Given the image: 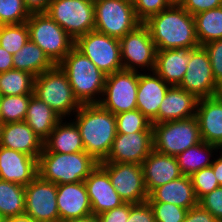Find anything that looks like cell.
I'll return each mask as SVG.
<instances>
[{
    "mask_svg": "<svg viewBox=\"0 0 222 222\" xmlns=\"http://www.w3.org/2000/svg\"><path fill=\"white\" fill-rule=\"evenodd\" d=\"M64 222H98V218H97V215L90 214L82 218H75V219L67 220Z\"/></svg>",
    "mask_w": 222,
    "mask_h": 222,
    "instance_id": "50",
    "label": "cell"
},
{
    "mask_svg": "<svg viewBox=\"0 0 222 222\" xmlns=\"http://www.w3.org/2000/svg\"><path fill=\"white\" fill-rule=\"evenodd\" d=\"M92 206V214L99 215L125 202L112 186L108 173L98 164L84 180Z\"/></svg>",
    "mask_w": 222,
    "mask_h": 222,
    "instance_id": "17",
    "label": "cell"
},
{
    "mask_svg": "<svg viewBox=\"0 0 222 222\" xmlns=\"http://www.w3.org/2000/svg\"><path fill=\"white\" fill-rule=\"evenodd\" d=\"M143 24L148 28L157 50L200 46L196 38L194 16L180 5H170Z\"/></svg>",
    "mask_w": 222,
    "mask_h": 222,
    "instance_id": "2",
    "label": "cell"
},
{
    "mask_svg": "<svg viewBox=\"0 0 222 222\" xmlns=\"http://www.w3.org/2000/svg\"><path fill=\"white\" fill-rule=\"evenodd\" d=\"M194 21L200 46L222 39V6L194 15Z\"/></svg>",
    "mask_w": 222,
    "mask_h": 222,
    "instance_id": "31",
    "label": "cell"
},
{
    "mask_svg": "<svg viewBox=\"0 0 222 222\" xmlns=\"http://www.w3.org/2000/svg\"><path fill=\"white\" fill-rule=\"evenodd\" d=\"M66 119H61L44 141L43 152L70 154L85 151L78 126L72 118Z\"/></svg>",
    "mask_w": 222,
    "mask_h": 222,
    "instance_id": "27",
    "label": "cell"
},
{
    "mask_svg": "<svg viewBox=\"0 0 222 222\" xmlns=\"http://www.w3.org/2000/svg\"><path fill=\"white\" fill-rule=\"evenodd\" d=\"M198 204L210 212L217 220L222 219V186L203 196Z\"/></svg>",
    "mask_w": 222,
    "mask_h": 222,
    "instance_id": "42",
    "label": "cell"
},
{
    "mask_svg": "<svg viewBox=\"0 0 222 222\" xmlns=\"http://www.w3.org/2000/svg\"><path fill=\"white\" fill-rule=\"evenodd\" d=\"M119 42L123 70L154 71L157 48L143 23L120 38Z\"/></svg>",
    "mask_w": 222,
    "mask_h": 222,
    "instance_id": "12",
    "label": "cell"
},
{
    "mask_svg": "<svg viewBox=\"0 0 222 222\" xmlns=\"http://www.w3.org/2000/svg\"><path fill=\"white\" fill-rule=\"evenodd\" d=\"M56 199L60 222L92 214L84 181L57 185Z\"/></svg>",
    "mask_w": 222,
    "mask_h": 222,
    "instance_id": "20",
    "label": "cell"
},
{
    "mask_svg": "<svg viewBox=\"0 0 222 222\" xmlns=\"http://www.w3.org/2000/svg\"><path fill=\"white\" fill-rule=\"evenodd\" d=\"M57 185L39 175L25 186V215L34 222H60Z\"/></svg>",
    "mask_w": 222,
    "mask_h": 222,
    "instance_id": "14",
    "label": "cell"
},
{
    "mask_svg": "<svg viewBox=\"0 0 222 222\" xmlns=\"http://www.w3.org/2000/svg\"><path fill=\"white\" fill-rule=\"evenodd\" d=\"M190 178L198 201L220 187L211 166L200 169L193 173Z\"/></svg>",
    "mask_w": 222,
    "mask_h": 222,
    "instance_id": "38",
    "label": "cell"
},
{
    "mask_svg": "<svg viewBox=\"0 0 222 222\" xmlns=\"http://www.w3.org/2000/svg\"><path fill=\"white\" fill-rule=\"evenodd\" d=\"M115 116L117 133L152 131L151 121L138 109L121 112Z\"/></svg>",
    "mask_w": 222,
    "mask_h": 222,
    "instance_id": "36",
    "label": "cell"
},
{
    "mask_svg": "<svg viewBox=\"0 0 222 222\" xmlns=\"http://www.w3.org/2000/svg\"><path fill=\"white\" fill-rule=\"evenodd\" d=\"M153 210L155 222H183L188 209L172 203L148 202Z\"/></svg>",
    "mask_w": 222,
    "mask_h": 222,
    "instance_id": "39",
    "label": "cell"
},
{
    "mask_svg": "<svg viewBox=\"0 0 222 222\" xmlns=\"http://www.w3.org/2000/svg\"><path fill=\"white\" fill-rule=\"evenodd\" d=\"M2 127H3V123H2V121L0 120V138H1V133H2Z\"/></svg>",
    "mask_w": 222,
    "mask_h": 222,
    "instance_id": "53",
    "label": "cell"
},
{
    "mask_svg": "<svg viewBox=\"0 0 222 222\" xmlns=\"http://www.w3.org/2000/svg\"><path fill=\"white\" fill-rule=\"evenodd\" d=\"M147 202L172 203L188 210L198 205L191 178L185 175L155 188Z\"/></svg>",
    "mask_w": 222,
    "mask_h": 222,
    "instance_id": "26",
    "label": "cell"
},
{
    "mask_svg": "<svg viewBox=\"0 0 222 222\" xmlns=\"http://www.w3.org/2000/svg\"><path fill=\"white\" fill-rule=\"evenodd\" d=\"M179 87L193 93L198 99L222 93V88L214 79L209 55L203 46H199L192 53Z\"/></svg>",
    "mask_w": 222,
    "mask_h": 222,
    "instance_id": "15",
    "label": "cell"
},
{
    "mask_svg": "<svg viewBox=\"0 0 222 222\" xmlns=\"http://www.w3.org/2000/svg\"><path fill=\"white\" fill-rule=\"evenodd\" d=\"M32 95L0 96V120L2 123L24 121Z\"/></svg>",
    "mask_w": 222,
    "mask_h": 222,
    "instance_id": "34",
    "label": "cell"
},
{
    "mask_svg": "<svg viewBox=\"0 0 222 222\" xmlns=\"http://www.w3.org/2000/svg\"><path fill=\"white\" fill-rule=\"evenodd\" d=\"M85 151L64 154L42 152L38 158V175L56 185L84 181L98 165Z\"/></svg>",
    "mask_w": 222,
    "mask_h": 222,
    "instance_id": "4",
    "label": "cell"
},
{
    "mask_svg": "<svg viewBox=\"0 0 222 222\" xmlns=\"http://www.w3.org/2000/svg\"><path fill=\"white\" fill-rule=\"evenodd\" d=\"M71 118L79 128L85 152L97 162L103 161L117 134L116 116L99 104H82Z\"/></svg>",
    "mask_w": 222,
    "mask_h": 222,
    "instance_id": "1",
    "label": "cell"
},
{
    "mask_svg": "<svg viewBox=\"0 0 222 222\" xmlns=\"http://www.w3.org/2000/svg\"><path fill=\"white\" fill-rule=\"evenodd\" d=\"M198 98L179 86H170L158 109V123L195 117Z\"/></svg>",
    "mask_w": 222,
    "mask_h": 222,
    "instance_id": "25",
    "label": "cell"
},
{
    "mask_svg": "<svg viewBox=\"0 0 222 222\" xmlns=\"http://www.w3.org/2000/svg\"><path fill=\"white\" fill-rule=\"evenodd\" d=\"M35 76L29 72L12 69L0 73V96L34 94Z\"/></svg>",
    "mask_w": 222,
    "mask_h": 222,
    "instance_id": "33",
    "label": "cell"
},
{
    "mask_svg": "<svg viewBox=\"0 0 222 222\" xmlns=\"http://www.w3.org/2000/svg\"><path fill=\"white\" fill-rule=\"evenodd\" d=\"M134 4L137 18L143 23L149 17L170 6L167 0H130Z\"/></svg>",
    "mask_w": 222,
    "mask_h": 222,
    "instance_id": "40",
    "label": "cell"
},
{
    "mask_svg": "<svg viewBox=\"0 0 222 222\" xmlns=\"http://www.w3.org/2000/svg\"><path fill=\"white\" fill-rule=\"evenodd\" d=\"M152 131L153 149L170 156L202 141L196 117L152 124Z\"/></svg>",
    "mask_w": 222,
    "mask_h": 222,
    "instance_id": "7",
    "label": "cell"
},
{
    "mask_svg": "<svg viewBox=\"0 0 222 222\" xmlns=\"http://www.w3.org/2000/svg\"><path fill=\"white\" fill-rule=\"evenodd\" d=\"M180 6L194 16L201 12L221 7L222 0H183Z\"/></svg>",
    "mask_w": 222,
    "mask_h": 222,
    "instance_id": "44",
    "label": "cell"
},
{
    "mask_svg": "<svg viewBox=\"0 0 222 222\" xmlns=\"http://www.w3.org/2000/svg\"><path fill=\"white\" fill-rule=\"evenodd\" d=\"M198 47L157 50L154 72L168 85L179 86L187 70L192 53Z\"/></svg>",
    "mask_w": 222,
    "mask_h": 222,
    "instance_id": "23",
    "label": "cell"
},
{
    "mask_svg": "<svg viewBox=\"0 0 222 222\" xmlns=\"http://www.w3.org/2000/svg\"><path fill=\"white\" fill-rule=\"evenodd\" d=\"M183 222H217V219L198 204L187 211Z\"/></svg>",
    "mask_w": 222,
    "mask_h": 222,
    "instance_id": "46",
    "label": "cell"
},
{
    "mask_svg": "<svg viewBox=\"0 0 222 222\" xmlns=\"http://www.w3.org/2000/svg\"><path fill=\"white\" fill-rule=\"evenodd\" d=\"M46 13L74 40L94 30V0H52Z\"/></svg>",
    "mask_w": 222,
    "mask_h": 222,
    "instance_id": "9",
    "label": "cell"
},
{
    "mask_svg": "<svg viewBox=\"0 0 222 222\" xmlns=\"http://www.w3.org/2000/svg\"><path fill=\"white\" fill-rule=\"evenodd\" d=\"M25 213V186L0 180V214L6 220Z\"/></svg>",
    "mask_w": 222,
    "mask_h": 222,
    "instance_id": "32",
    "label": "cell"
},
{
    "mask_svg": "<svg viewBox=\"0 0 222 222\" xmlns=\"http://www.w3.org/2000/svg\"><path fill=\"white\" fill-rule=\"evenodd\" d=\"M207 51L216 83L222 88V39L203 45Z\"/></svg>",
    "mask_w": 222,
    "mask_h": 222,
    "instance_id": "41",
    "label": "cell"
},
{
    "mask_svg": "<svg viewBox=\"0 0 222 222\" xmlns=\"http://www.w3.org/2000/svg\"><path fill=\"white\" fill-rule=\"evenodd\" d=\"M74 47L88 57L105 75L123 70L118 38L92 30L77 38Z\"/></svg>",
    "mask_w": 222,
    "mask_h": 222,
    "instance_id": "10",
    "label": "cell"
},
{
    "mask_svg": "<svg viewBox=\"0 0 222 222\" xmlns=\"http://www.w3.org/2000/svg\"><path fill=\"white\" fill-rule=\"evenodd\" d=\"M34 95L62 119H69L81 106L73 94L66 74L58 65L35 77Z\"/></svg>",
    "mask_w": 222,
    "mask_h": 222,
    "instance_id": "5",
    "label": "cell"
},
{
    "mask_svg": "<svg viewBox=\"0 0 222 222\" xmlns=\"http://www.w3.org/2000/svg\"><path fill=\"white\" fill-rule=\"evenodd\" d=\"M141 165L148 194L155 188L183 175L180 171L176 156L163 154L154 149L144 159Z\"/></svg>",
    "mask_w": 222,
    "mask_h": 222,
    "instance_id": "22",
    "label": "cell"
},
{
    "mask_svg": "<svg viewBox=\"0 0 222 222\" xmlns=\"http://www.w3.org/2000/svg\"><path fill=\"white\" fill-rule=\"evenodd\" d=\"M0 222H5V219L2 217L1 214H0Z\"/></svg>",
    "mask_w": 222,
    "mask_h": 222,
    "instance_id": "54",
    "label": "cell"
},
{
    "mask_svg": "<svg viewBox=\"0 0 222 222\" xmlns=\"http://www.w3.org/2000/svg\"><path fill=\"white\" fill-rule=\"evenodd\" d=\"M29 40L27 23L1 25L0 46L14 55Z\"/></svg>",
    "mask_w": 222,
    "mask_h": 222,
    "instance_id": "35",
    "label": "cell"
},
{
    "mask_svg": "<svg viewBox=\"0 0 222 222\" xmlns=\"http://www.w3.org/2000/svg\"><path fill=\"white\" fill-rule=\"evenodd\" d=\"M153 150V131L117 133L108 156L101 162L142 164Z\"/></svg>",
    "mask_w": 222,
    "mask_h": 222,
    "instance_id": "16",
    "label": "cell"
},
{
    "mask_svg": "<svg viewBox=\"0 0 222 222\" xmlns=\"http://www.w3.org/2000/svg\"><path fill=\"white\" fill-rule=\"evenodd\" d=\"M127 222H155L150 204L147 201L139 204L130 203V213Z\"/></svg>",
    "mask_w": 222,
    "mask_h": 222,
    "instance_id": "43",
    "label": "cell"
},
{
    "mask_svg": "<svg viewBox=\"0 0 222 222\" xmlns=\"http://www.w3.org/2000/svg\"><path fill=\"white\" fill-rule=\"evenodd\" d=\"M94 14V30L118 39L142 24L130 0H94Z\"/></svg>",
    "mask_w": 222,
    "mask_h": 222,
    "instance_id": "8",
    "label": "cell"
},
{
    "mask_svg": "<svg viewBox=\"0 0 222 222\" xmlns=\"http://www.w3.org/2000/svg\"><path fill=\"white\" fill-rule=\"evenodd\" d=\"M29 39L58 65L74 48L75 40L47 13H33L26 21Z\"/></svg>",
    "mask_w": 222,
    "mask_h": 222,
    "instance_id": "6",
    "label": "cell"
},
{
    "mask_svg": "<svg viewBox=\"0 0 222 222\" xmlns=\"http://www.w3.org/2000/svg\"><path fill=\"white\" fill-rule=\"evenodd\" d=\"M168 85L154 71L140 72L137 90V109L151 121L158 123V109L169 89Z\"/></svg>",
    "mask_w": 222,
    "mask_h": 222,
    "instance_id": "19",
    "label": "cell"
},
{
    "mask_svg": "<svg viewBox=\"0 0 222 222\" xmlns=\"http://www.w3.org/2000/svg\"><path fill=\"white\" fill-rule=\"evenodd\" d=\"M62 118L46 103L31 96L24 121L34 133L45 141Z\"/></svg>",
    "mask_w": 222,
    "mask_h": 222,
    "instance_id": "28",
    "label": "cell"
},
{
    "mask_svg": "<svg viewBox=\"0 0 222 222\" xmlns=\"http://www.w3.org/2000/svg\"><path fill=\"white\" fill-rule=\"evenodd\" d=\"M170 5H181L183 0H167Z\"/></svg>",
    "mask_w": 222,
    "mask_h": 222,
    "instance_id": "52",
    "label": "cell"
},
{
    "mask_svg": "<svg viewBox=\"0 0 222 222\" xmlns=\"http://www.w3.org/2000/svg\"><path fill=\"white\" fill-rule=\"evenodd\" d=\"M54 66L44 51L30 39L13 55V68L29 72L35 77Z\"/></svg>",
    "mask_w": 222,
    "mask_h": 222,
    "instance_id": "30",
    "label": "cell"
},
{
    "mask_svg": "<svg viewBox=\"0 0 222 222\" xmlns=\"http://www.w3.org/2000/svg\"><path fill=\"white\" fill-rule=\"evenodd\" d=\"M38 176V159L0 146V180L27 186Z\"/></svg>",
    "mask_w": 222,
    "mask_h": 222,
    "instance_id": "18",
    "label": "cell"
},
{
    "mask_svg": "<svg viewBox=\"0 0 222 222\" xmlns=\"http://www.w3.org/2000/svg\"><path fill=\"white\" fill-rule=\"evenodd\" d=\"M66 74L75 98L82 104H98L102 98L106 76L75 47L58 64Z\"/></svg>",
    "mask_w": 222,
    "mask_h": 222,
    "instance_id": "3",
    "label": "cell"
},
{
    "mask_svg": "<svg viewBox=\"0 0 222 222\" xmlns=\"http://www.w3.org/2000/svg\"><path fill=\"white\" fill-rule=\"evenodd\" d=\"M217 154H218V152L215 155L216 157L213 158L214 160H213L211 167L213 168L215 177H216L219 185L222 186V149H220L219 154L218 155Z\"/></svg>",
    "mask_w": 222,
    "mask_h": 222,
    "instance_id": "49",
    "label": "cell"
},
{
    "mask_svg": "<svg viewBox=\"0 0 222 222\" xmlns=\"http://www.w3.org/2000/svg\"><path fill=\"white\" fill-rule=\"evenodd\" d=\"M30 14L46 13L52 0H23Z\"/></svg>",
    "mask_w": 222,
    "mask_h": 222,
    "instance_id": "47",
    "label": "cell"
},
{
    "mask_svg": "<svg viewBox=\"0 0 222 222\" xmlns=\"http://www.w3.org/2000/svg\"><path fill=\"white\" fill-rule=\"evenodd\" d=\"M130 213V203L124 204L97 215L98 222H127Z\"/></svg>",
    "mask_w": 222,
    "mask_h": 222,
    "instance_id": "45",
    "label": "cell"
},
{
    "mask_svg": "<svg viewBox=\"0 0 222 222\" xmlns=\"http://www.w3.org/2000/svg\"><path fill=\"white\" fill-rule=\"evenodd\" d=\"M219 149L217 145L201 141L178 154L176 159L181 173L185 176H191L200 169L211 166L212 158L215 157L213 155H216L215 152H219Z\"/></svg>",
    "mask_w": 222,
    "mask_h": 222,
    "instance_id": "29",
    "label": "cell"
},
{
    "mask_svg": "<svg viewBox=\"0 0 222 222\" xmlns=\"http://www.w3.org/2000/svg\"><path fill=\"white\" fill-rule=\"evenodd\" d=\"M13 55L0 46V73L12 70Z\"/></svg>",
    "mask_w": 222,
    "mask_h": 222,
    "instance_id": "48",
    "label": "cell"
},
{
    "mask_svg": "<svg viewBox=\"0 0 222 222\" xmlns=\"http://www.w3.org/2000/svg\"><path fill=\"white\" fill-rule=\"evenodd\" d=\"M0 146L25 153L36 159L44 149V141L25 121L3 124Z\"/></svg>",
    "mask_w": 222,
    "mask_h": 222,
    "instance_id": "24",
    "label": "cell"
},
{
    "mask_svg": "<svg viewBox=\"0 0 222 222\" xmlns=\"http://www.w3.org/2000/svg\"><path fill=\"white\" fill-rule=\"evenodd\" d=\"M107 173L115 191L124 202L139 204L146 202L149 194L144 183L141 164L99 162Z\"/></svg>",
    "mask_w": 222,
    "mask_h": 222,
    "instance_id": "13",
    "label": "cell"
},
{
    "mask_svg": "<svg viewBox=\"0 0 222 222\" xmlns=\"http://www.w3.org/2000/svg\"><path fill=\"white\" fill-rule=\"evenodd\" d=\"M23 0H0V24L26 23L30 17Z\"/></svg>",
    "mask_w": 222,
    "mask_h": 222,
    "instance_id": "37",
    "label": "cell"
},
{
    "mask_svg": "<svg viewBox=\"0 0 222 222\" xmlns=\"http://www.w3.org/2000/svg\"><path fill=\"white\" fill-rule=\"evenodd\" d=\"M201 139L222 148V93L213 97L200 98L196 115Z\"/></svg>",
    "mask_w": 222,
    "mask_h": 222,
    "instance_id": "21",
    "label": "cell"
},
{
    "mask_svg": "<svg viewBox=\"0 0 222 222\" xmlns=\"http://www.w3.org/2000/svg\"><path fill=\"white\" fill-rule=\"evenodd\" d=\"M138 80L139 71L121 70L107 75L98 104L114 115L137 109Z\"/></svg>",
    "mask_w": 222,
    "mask_h": 222,
    "instance_id": "11",
    "label": "cell"
},
{
    "mask_svg": "<svg viewBox=\"0 0 222 222\" xmlns=\"http://www.w3.org/2000/svg\"><path fill=\"white\" fill-rule=\"evenodd\" d=\"M5 222H34L29 216L23 214L20 216H15L9 219H6Z\"/></svg>",
    "mask_w": 222,
    "mask_h": 222,
    "instance_id": "51",
    "label": "cell"
}]
</instances>
